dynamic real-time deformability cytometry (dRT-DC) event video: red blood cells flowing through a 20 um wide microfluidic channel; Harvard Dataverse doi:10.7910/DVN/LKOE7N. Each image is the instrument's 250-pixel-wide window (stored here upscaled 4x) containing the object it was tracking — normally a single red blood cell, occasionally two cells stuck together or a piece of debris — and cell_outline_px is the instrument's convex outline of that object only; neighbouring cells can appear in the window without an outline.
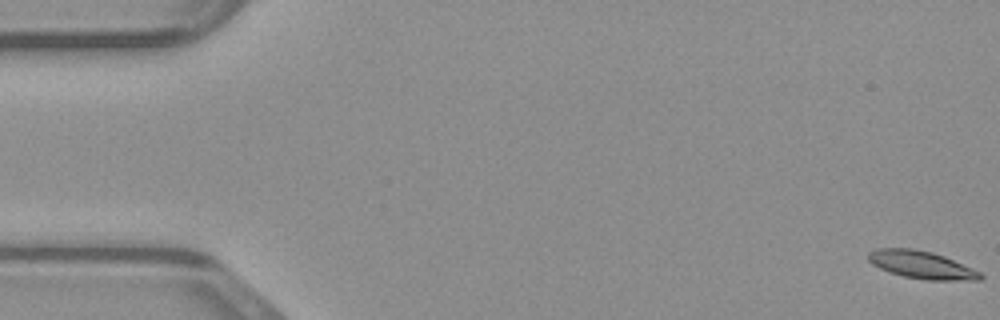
{"species": "common noctule bat (a hibernating species)", "species_latin": "Nyctalus noctula", "temperature_condition": "warm", "stored_images_in_passage": 12, "camera_frame_rate_fps": 3000, "um_per_image_px": 0.085, "animal": {"sex": "male", "body_mass_g": 23.1, "forearm_length_mm": 52.7}, "frame": {"image": 1, "passage_image": 1, "time_ms": 0.0, "image_size_px": [1000, 320], "cell_outline_px": [[984, 276], [980, 280], [928, 280], [904, 276], [888, 272], [872, 264], [868, 260], [868, 252], [876, 248], [912, 248], [932, 252], [944, 256], [972, 268], [980, 272]], "centroid_in_image_um": [78.31, 22.5], "position_along_channel_um": 6.7, "area_um2": 18.03}}
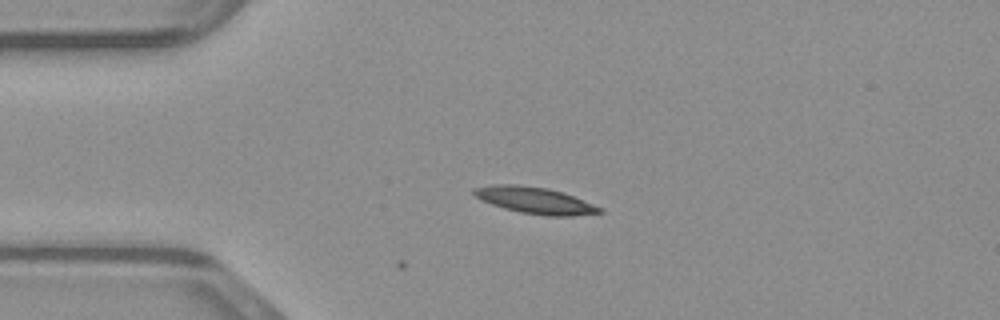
{"frame": {"image": 2, "passage_image": 12, "time_ms": 3.667, "image_size_px": [1000, 320], "cell_outline_px": [[604, 212], [572, 216], [548, 216], [520, 212], [504, 208], [480, 200], [472, 192], [472, 188], [492, 184], [516, 184], [548, 188], [564, 192], [604, 208]], "centroid_in_image_um": [45.48, 17.02], "position_along_channel_um": 39.5, "area_um2": 19.65}}